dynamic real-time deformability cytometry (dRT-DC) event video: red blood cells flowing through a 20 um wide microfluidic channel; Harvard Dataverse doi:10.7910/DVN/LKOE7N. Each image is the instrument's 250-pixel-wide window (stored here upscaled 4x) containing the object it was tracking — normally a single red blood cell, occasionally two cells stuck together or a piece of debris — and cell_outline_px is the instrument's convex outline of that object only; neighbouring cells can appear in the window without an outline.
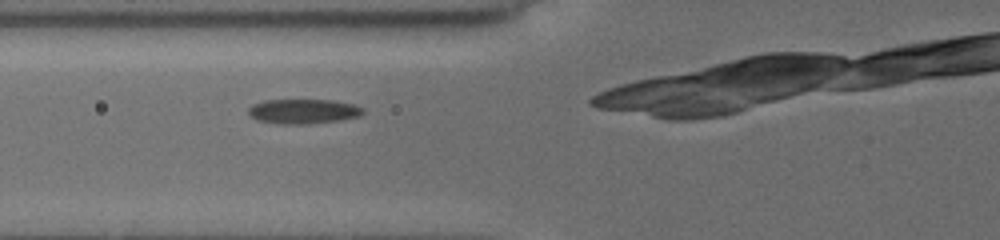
{"species": "common noctule bat (a hibernating species)", "species_latin": "Nyctalus noctula", "temperature_condition": "cold", "stored_images_in_passage": 3, "camera_frame_rate_fps": 3000, "um_per_image_px": 0.085, "animal": {"sex": "female", "body_mass_g": 19.5, "forearm_length_mm": 54.1}, "frame": {"image": 1, "passage_image": 2, "time_ms": 0.667, "image_size_px": [1000, 240], "cell_outline_px": [[364, 112], [360, 116], [340, 120], [304, 124], [280, 124], [256, 120], [248, 116], [248, 108], [252, 104], [264, 100], [336, 100], [352, 104], [364, 108]], "centroid_in_image_um": [25.75, 9.46], "position_along_channel_um": 100.1, "area_um2": 16.65}}